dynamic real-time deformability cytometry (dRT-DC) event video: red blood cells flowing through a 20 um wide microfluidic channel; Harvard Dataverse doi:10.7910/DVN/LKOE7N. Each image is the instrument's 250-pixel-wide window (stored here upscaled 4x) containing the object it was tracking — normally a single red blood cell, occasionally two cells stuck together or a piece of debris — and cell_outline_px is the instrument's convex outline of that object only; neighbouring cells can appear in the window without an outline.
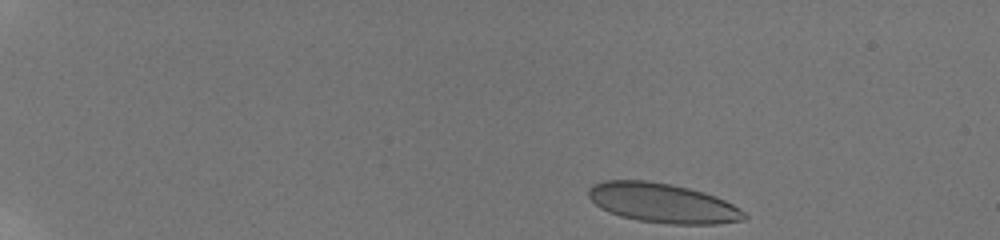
{"species": "human", "species_latin": "Homo sapiens", "temperature_condition": "room temperature", "stored_images_in_passage": 21, "camera_frame_rate_fps": 3000, "um_per_image_px": 0.085, "donor": {"sex": "male"}, "frame": {"image": 1, "passage_image": 1, "time_ms": 0.0, "image_size_px": [1000, 240], "cell_outline_px": [[748, 216], [744, 220], [716, 224], [668, 224], [636, 220], [620, 216], [608, 212], [600, 208], [588, 196], [588, 188], [592, 184], [604, 180], [648, 180], [672, 184], [704, 192], [724, 200], [740, 208]], "centroid_in_image_um": [56.3, 17.25], "position_along_channel_um": 28.7, "area_um2": 36.07}}
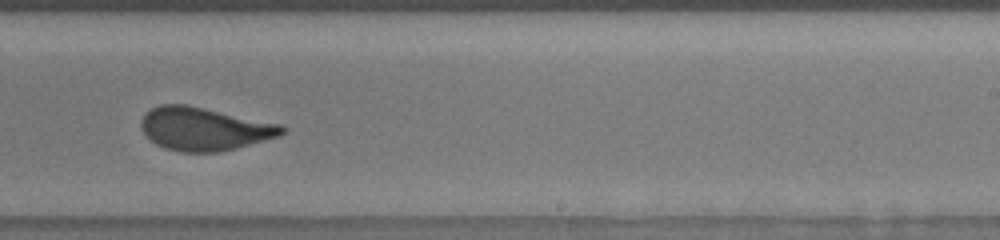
{"frame": {"image": 2, "passage_image": 13, "time_ms": 9.667, "image_size_px": [1000, 240], "cell_outline_px": [[288, 128], [280, 136], [236, 148], [220, 152], [180, 152], [164, 148], [156, 144], [140, 128], [140, 120], [152, 108], [160, 104], [184, 104], [280, 124]], "centroid_in_image_um": [17.36, 10.96], "position_along_channel_um": 271.6, "area_um2": 35.14}}
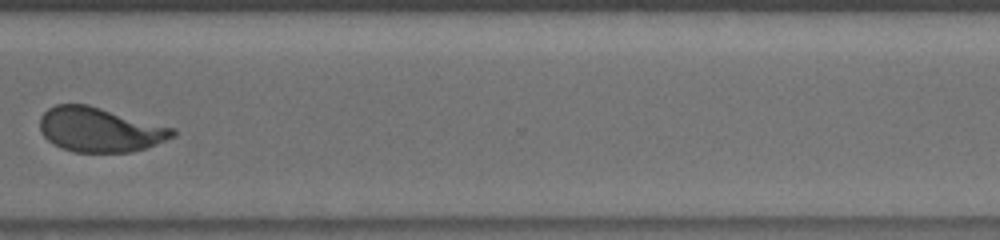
{"frame": {"image": 3, "passage_image": 16, "time_ms": 12.0, "image_size_px": [1000, 240], "cell_outline_px": [[176, 136], [144, 148], [128, 152], [72, 152], [60, 148], [48, 140], [40, 132], [40, 116], [48, 108], [56, 104], [88, 104], [176, 128]], "centroid_in_image_um": [8.47, 11.01], "position_along_channel_um": 362.1, "area_um2": 34.62}, "authors_computed_cell_mechanics": {"area_um2": 35.7782, "velocity_mm_per_s": 3.8743, "shape_relaxation_time_tau1_ms": 5.2942, "shape_relaxation_time_tau2_ms": null, "deformation_change_tau1": 0.164, "deformation_change_tau2": null}}